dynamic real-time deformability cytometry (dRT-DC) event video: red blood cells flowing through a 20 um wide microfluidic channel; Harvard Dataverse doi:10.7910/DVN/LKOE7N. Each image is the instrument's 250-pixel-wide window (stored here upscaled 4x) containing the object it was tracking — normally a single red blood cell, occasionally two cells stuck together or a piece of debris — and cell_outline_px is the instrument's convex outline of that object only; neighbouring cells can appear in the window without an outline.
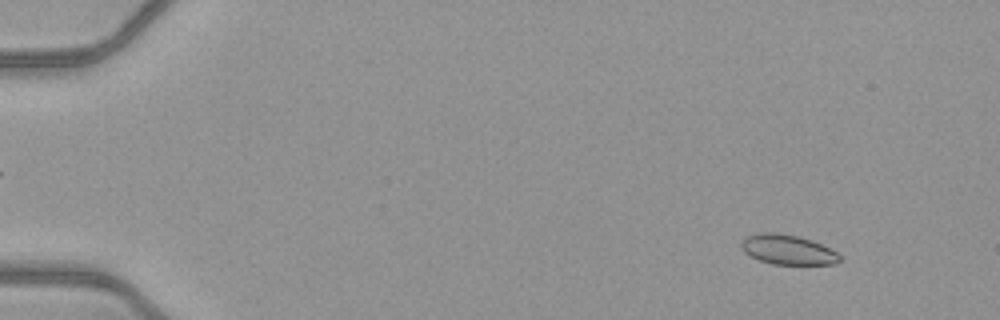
{"species": "common noctule bat (a hibernating species)", "species_latin": "Nyctalus noctula", "temperature_condition": "warm", "stored_images_in_passage": 51, "camera_frame_rate_fps": 3000, "um_per_image_px": 0.085, "animal": {"sex": "female", "body_mass_g": 21.9}, "frame": {"image": 1, "passage_image": 5, "time_ms": 1.333, "image_size_px": [1000, 320], "cell_outline_px": [[840, 260], [836, 264], [772, 264], [760, 260], [744, 252], [740, 244], [748, 236], [764, 232], [776, 232], [800, 236], [812, 240], [836, 252], [840, 256]], "centroid_in_image_um": [66.97, 21.21], "position_along_channel_um": 18.0, "area_um2": 16.88}}
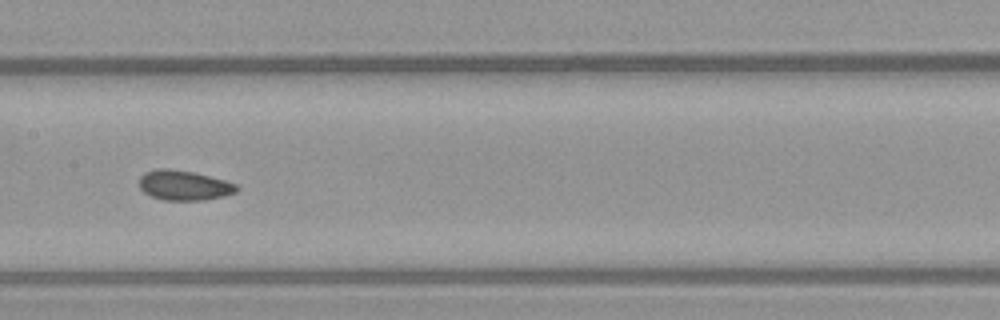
{"frame": {"image": 2, "passage_image": 27, "time_ms": 8.667, "image_size_px": [1000, 320], "cell_outline_px": [[240, 188], [236, 192], [224, 196], [204, 200], [164, 200], [152, 196], [144, 192], [140, 188], [140, 176], [144, 172], [156, 168], [168, 168], [192, 172], [224, 180], [236, 184]], "centroid_in_image_um": [15.63, 15.75], "position_along_channel_um": 191.8, "area_um2": 16.94}}
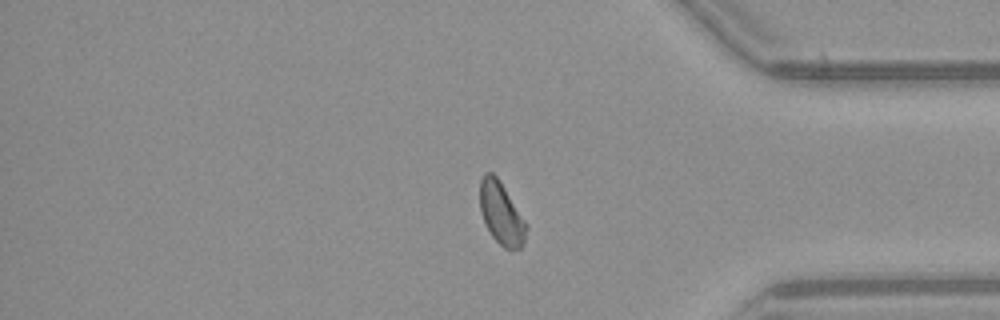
{"frame": {"image": 3, "passage_image": 43, "time_ms": 14.0, "image_size_px": [1000, 320], "cell_outline_px": [[528, 228], [524, 244], [520, 248], [512, 252], [504, 248], [492, 236], [480, 212], [480, 180], [484, 172], [492, 172], [496, 176], [528, 224]], "centroid_in_image_um": [42.63, 18.18], "position_along_channel_um": 392.6, "area_um2": 16.94}, "authors_computed_cell_mechanics": {"area_um2": 16.9354, "velocity_mm_per_s": 4.0939, "shape_relaxation_time_tau1_ms": null, "shape_relaxation_time_tau2_ms": 1.2138, "deformation_change_tau1": null, "deformation_change_tau2": 0.0526}}